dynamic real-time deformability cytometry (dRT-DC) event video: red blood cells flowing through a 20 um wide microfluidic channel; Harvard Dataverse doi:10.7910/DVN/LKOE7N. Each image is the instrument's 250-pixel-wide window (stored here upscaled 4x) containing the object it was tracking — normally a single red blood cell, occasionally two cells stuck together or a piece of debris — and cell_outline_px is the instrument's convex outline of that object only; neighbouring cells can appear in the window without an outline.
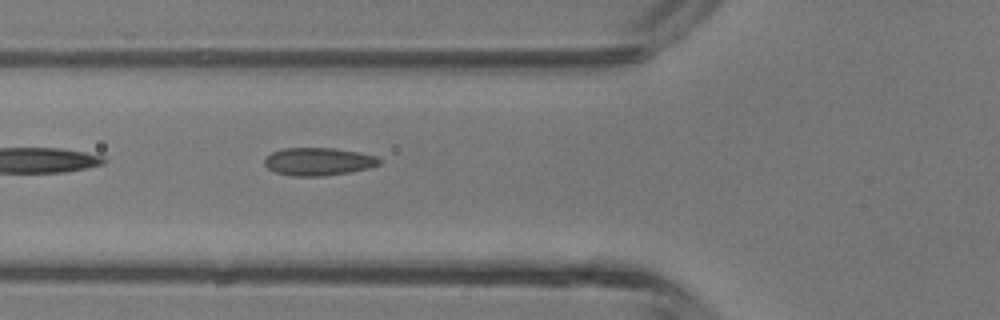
{"species": "common noctule bat (a hibernating species)", "species_latin": "Nyctalus noctula", "temperature_condition": "room temperature", "stored_images_in_passage": 2, "camera_frame_rate_fps": 3000, "um_per_image_px": 0.085, "animal": {"sex": "male", "body_mass_g": 13.3}, "frame": {"image": 1, "passage_image": 2, "time_ms": 1.0, "image_size_px": [1000, 320], "cell_outline_px": [[384, 160], [380, 164], [368, 168], [348, 172], [324, 176], [292, 176], [276, 172], [268, 168], [264, 164], [264, 160], [272, 152], [284, 148], [336, 148], [376, 156]], "centroid_in_image_um": [27.08, 13.73], "position_along_channel_um": 98.7, "area_um2": 18.55}}